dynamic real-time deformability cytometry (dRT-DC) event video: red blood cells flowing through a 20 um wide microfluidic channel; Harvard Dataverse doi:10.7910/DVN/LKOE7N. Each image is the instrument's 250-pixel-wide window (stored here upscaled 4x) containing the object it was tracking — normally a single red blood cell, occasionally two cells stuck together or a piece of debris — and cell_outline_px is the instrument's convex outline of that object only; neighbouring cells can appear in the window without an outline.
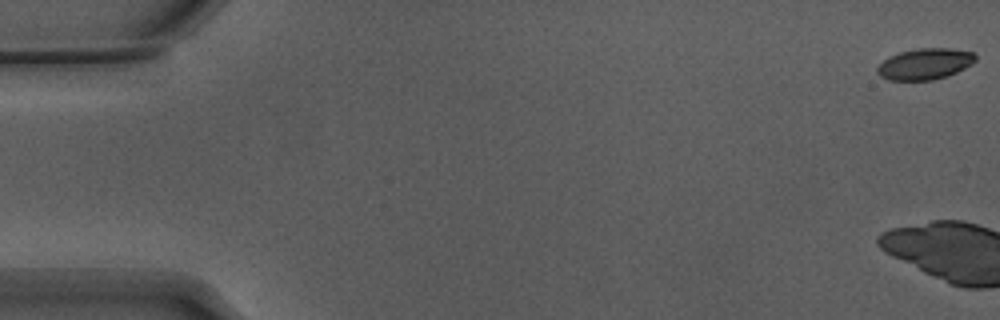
{"species": "Egyptian fruit bat (a non-hibernating species)", "species_latin": "Rousettus aegyptiacus", "temperature_condition": "warm", "stored_images_in_passage": 4, "camera_frame_rate_fps": 3000, "um_per_image_px": 0.085, "animal": {"sex": "male"}, "frame": {"image": 1, "passage_image": 1, "time_ms": 0.0, "image_size_px": [1000, 320], "cell_outline_px": [[976, 60], [972, 64], [948, 76], [932, 80], [888, 80], [880, 76], [876, 72], [876, 68], [888, 56], [900, 52], [920, 48], [952, 48], [972, 52], [976, 56]], "centroid_in_image_um": [78.61, 5.43], "position_along_channel_um": 6.4, "area_um2": 17.86}}